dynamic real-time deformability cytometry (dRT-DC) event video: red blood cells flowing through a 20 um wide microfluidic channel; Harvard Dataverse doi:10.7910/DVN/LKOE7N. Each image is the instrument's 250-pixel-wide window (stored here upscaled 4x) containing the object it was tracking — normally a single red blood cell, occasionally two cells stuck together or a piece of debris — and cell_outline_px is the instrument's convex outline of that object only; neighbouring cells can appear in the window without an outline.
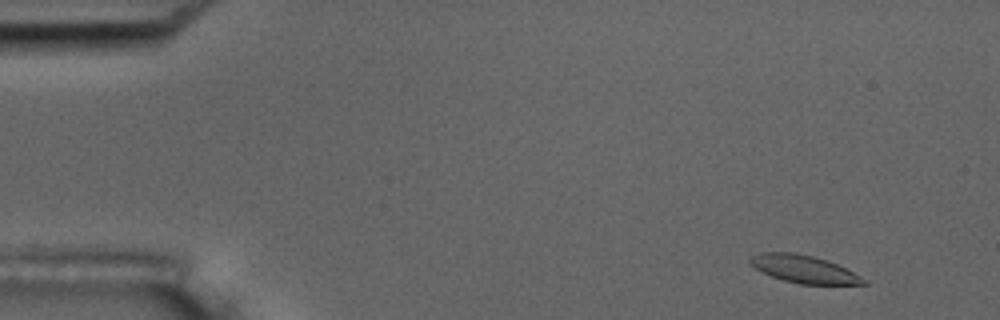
{"species": "common noctule bat (a hibernating species)", "species_latin": "Nyctalus noctula", "temperature_condition": "room temperature", "stored_images_in_passage": 4, "camera_frame_rate_fps": 3000, "um_per_image_px": 0.085, "animal": {"sex": "male", "body_mass_g": 17.5, "forearm_length_mm": 52.3}, "frame": {"image": 1, "passage_image": 1, "time_ms": 0.0, "image_size_px": [1000, 320], "cell_outline_px": [[868, 284], [800, 284], [784, 280], [772, 276], [756, 268], [748, 260], [752, 256], [760, 252], [796, 252], [828, 260], [868, 280]], "centroid_in_image_um": [68.34, 22.86], "position_along_channel_um": 16.7, "area_um2": 18.03}}
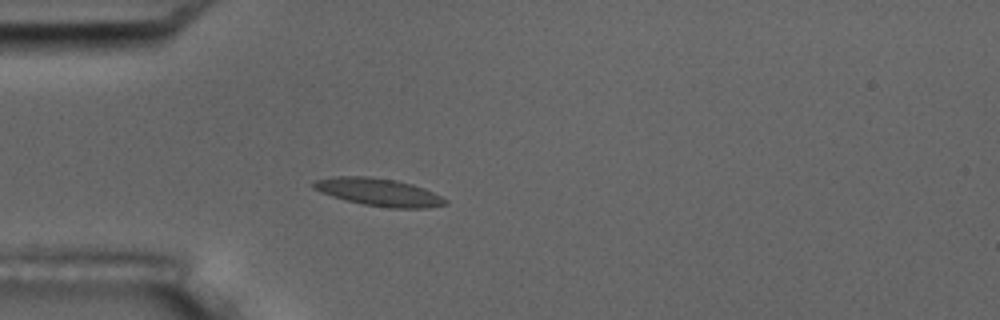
{"frame": {"image": 2, "passage_image": 4, "time_ms": 3.667, "image_size_px": [1000, 320], "cell_outline_px": [[448, 204], [424, 208], [392, 208], [364, 204], [344, 200], [320, 192], [312, 188], [312, 184], [316, 180], [336, 176], [368, 176], [396, 180], [412, 184], [424, 188], [448, 200]], "centroid_in_image_um": [32.18, 16.33], "position_along_channel_um": 52.8, "area_um2": 21.15}}